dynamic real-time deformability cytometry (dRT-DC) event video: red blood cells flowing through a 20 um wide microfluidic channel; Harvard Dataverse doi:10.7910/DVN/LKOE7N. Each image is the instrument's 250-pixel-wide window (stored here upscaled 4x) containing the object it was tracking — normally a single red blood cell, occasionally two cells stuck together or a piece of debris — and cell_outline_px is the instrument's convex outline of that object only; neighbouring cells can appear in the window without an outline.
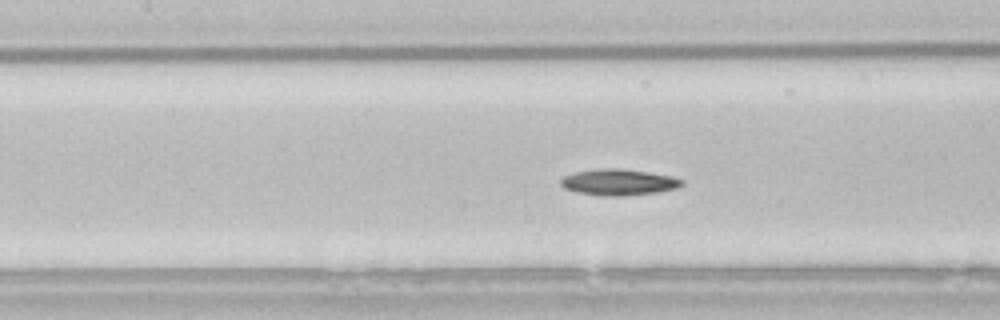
{"species": "common noctule bat (a hibernating species)", "species_latin": "Nyctalus noctula", "temperature_condition": "room temperature", "stored_images_in_passage": 54, "camera_frame_rate_fps": 3000, "um_per_image_px": 0.085, "animal": {"sex": "male", "body_mass_g": 21.5, "forearm_length_mm": 52.0}, "frame": {"image": 1, "passage_image": 24, "time_ms": 7.667, "image_size_px": [1000, 320], "cell_outline_px": [[684, 184], [676, 188], [656, 192], [620, 196], [600, 196], [576, 192], [564, 188], [560, 184], [560, 180], [564, 176], [576, 172], [600, 168], [620, 168], [648, 172], [672, 176], [684, 180]], "centroid_in_image_um": [52.57, 15.48], "position_along_channel_um": 154.8, "area_um2": 18.5}, "authors_computed_cell_mechanics": {"area_um2": 18.1492, "velocity_mm_per_s": 3.8014, "shape_relaxation_time_tau1_ms": 5.6179, "shape_relaxation_time_tau2_ms": null, "deformation_change_tau1": 0.1183, "deformation_change_tau2": null}}